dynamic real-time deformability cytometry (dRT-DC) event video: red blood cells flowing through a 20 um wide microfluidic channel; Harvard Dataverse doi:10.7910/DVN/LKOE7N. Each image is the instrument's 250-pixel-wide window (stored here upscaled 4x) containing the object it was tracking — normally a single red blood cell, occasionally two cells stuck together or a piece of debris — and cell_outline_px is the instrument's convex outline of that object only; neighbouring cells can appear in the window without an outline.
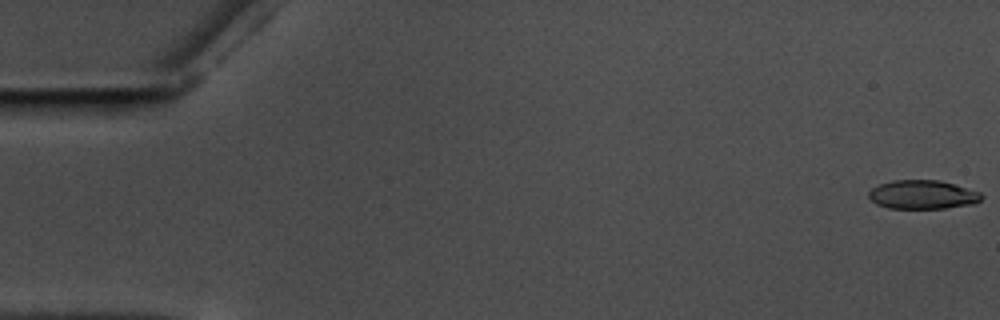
{"species": "common noctule bat (a hibernating species)", "species_latin": "Nyctalus noctula", "temperature_condition": "warm", "stored_images_in_passage": 58, "camera_frame_rate_fps": 3000, "um_per_image_px": 0.085, "animal": {"sex": "male", "body_mass_g": 17.5, "forearm_length_mm": 52.3}, "frame": {"image": 1, "passage_image": 1, "time_ms": 0.0, "image_size_px": [1000, 320], "cell_outline_px": [[984, 196], [980, 200], [972, 204], [944, 208], [888, 208], [876, 204], [868, 196], [868, 192], [872, 188], [880, 184], [892, 180], [940, 180], [980, 192]], "centroid_in_image_um": [78.41, 16.54], "position_along_channel_um": 6.6, "area_um2": 18.84}}
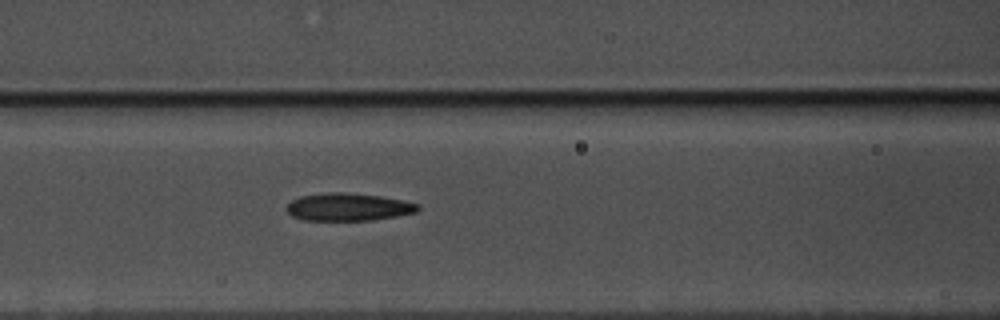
{"frame": {"image": 2, "passage_image": 25, "time_ms": 8.0, "image_size_px": [1000, 320], "cell_outline_px": [[420, 208], [416, 212], [396, 216], [372, 220], [304, 220], [292, 216], [288, 212], [288, 204], [292, 200], [300, 196], [328, 192], [344, 192], [380, 196], [420, 204]], "centroid_in_image_um": [29.61, 17.59], "position_along_channel_um": 137.0, "area_um2": 20.98}}
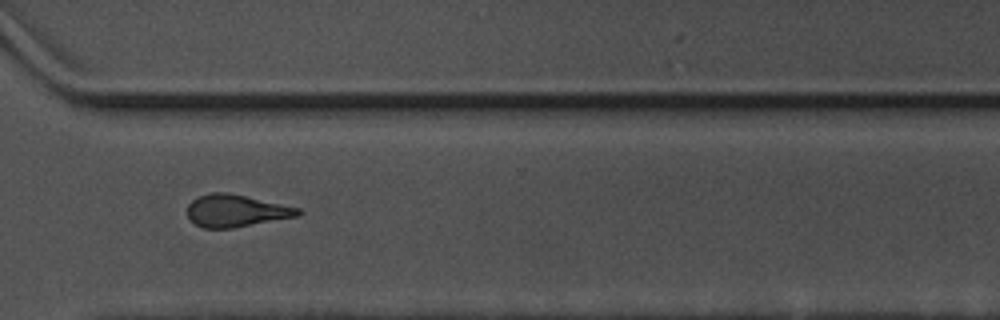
{"frame": {"image": 3, "passage_image": 43, "time_ms": 14.0, "image_size_px": [1000, 320], "cell_outline_px": [[300, 216], [232, 228], [204, 228], [196, 224], [188, 216], [188, 204], [192, 200], [200, 196], [212, 192], [224, 192], [244, 196], [300, 208]], "centroid_in_image_um": [20.06, 17.92], "position_along_channel_um": 350.5, "area_um2": 20.46}, "authors_computed_cell_mechanics": {"area_um2": 20.6924, "velocity_mm_per_s": 3.5643, "shape_relaxation_time_tau1_ms": 4.565, "shape_relaxation_time_tau2_ms": 2.4546, "deformation_change_tau1": 0.1649, "deformation_change_tau2": 0.1285}}